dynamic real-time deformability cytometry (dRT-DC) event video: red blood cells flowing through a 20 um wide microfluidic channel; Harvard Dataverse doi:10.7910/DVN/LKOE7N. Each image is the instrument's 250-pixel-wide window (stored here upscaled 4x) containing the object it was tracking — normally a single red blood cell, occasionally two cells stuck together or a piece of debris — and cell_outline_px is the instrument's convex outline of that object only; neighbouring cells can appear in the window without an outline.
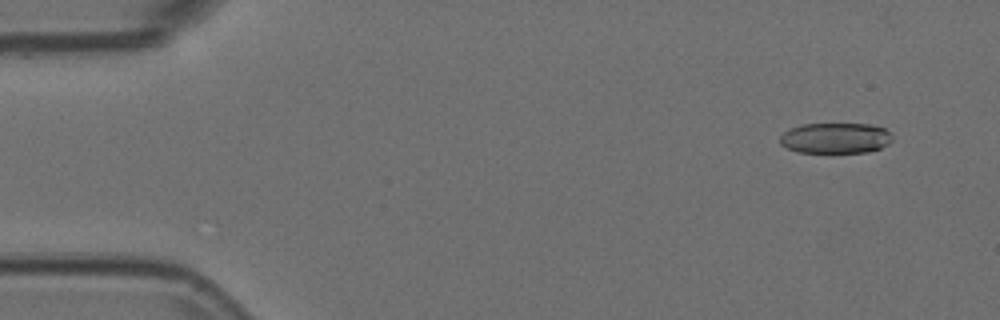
{"species": "Egyptian fruit bat (a non-hibernating species)", "species_latin": "Rousettus aegyptiacus", "temperature_condition": "room temperature", "stored_images_in_passage": 54, "camera_frame_rate_fps": 3000, "um_per_image_px": 0.085, "animal": {"sex": "female"}, "frame": {"image": 1, "passage_image": 4, "time_ms": 1.0, "image_size_px": [1000, 320], "cell_outline_px": [[892, 140], [888, 144], [880, 148], [868, 152], [796, 152], [780, 144], [780, 136], [788, 128], [804, 124], [872, 124], [884, 128], [892, 136]], "centroid_in_image_um": [71.0, 11.73], "position_along_channel_um": 14.0, "area_um2": 20.06}}
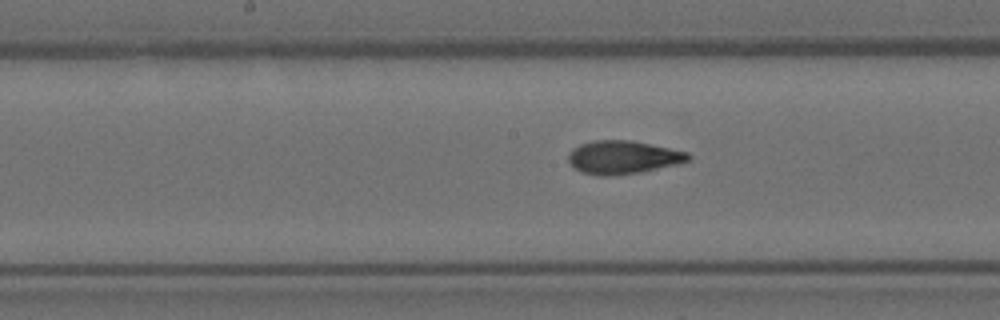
{"frame": {"image": 2, "passage_image": 27, "time_ms": 8.667, "image_size_px": [1000, 320], "cell_outline_px": [[692, 160], [676, 164], [640, 172], [608, 176], [600, 176], [580, 172], [568, 160], [568, 156], [572, 148], [580, 144], [592, 140], [632, 140], [688, 152], [692, 156]], "centroid_in_image_um": [52.96, 13.36], "position_along_channel_um": 195.2, "area_um2": 23.24}}
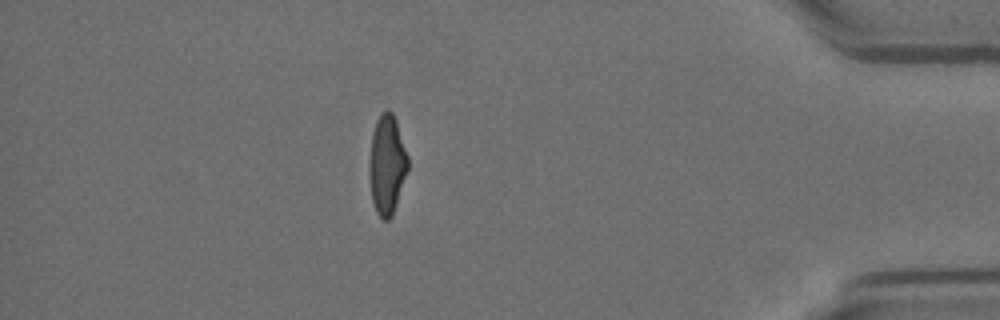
{"frame": {"image": 3, "passage_image": 47, "time_ms": 15.333, "image_size_px": [1000, 320], "cell_outline_px": [[408, 168], [392, 216], [388, 220], [380, 220], [376, 212], [372, 200], [368, 172], [368, 168], [372, 132], [376, 120], [380, 112], [388, 108], [392, 112], [396, 120], [408, 156]], "centroid_in_image_um": [32.87, 13.98], "position_along_channel_um": 402.3, "area_um2": 22.6}, "authors_computed_cell_mechanics": {"area_um2": 22.4264, "velocity_mm_per_s": 3.7782, "shape_relaxation_time_tau1_ms": 5.4673, "shape_relaxation_time_tau2_ms": 1.6487, "deformation_change_tau1": 0.1885, "deformation_change_tau2": 0.0787}}